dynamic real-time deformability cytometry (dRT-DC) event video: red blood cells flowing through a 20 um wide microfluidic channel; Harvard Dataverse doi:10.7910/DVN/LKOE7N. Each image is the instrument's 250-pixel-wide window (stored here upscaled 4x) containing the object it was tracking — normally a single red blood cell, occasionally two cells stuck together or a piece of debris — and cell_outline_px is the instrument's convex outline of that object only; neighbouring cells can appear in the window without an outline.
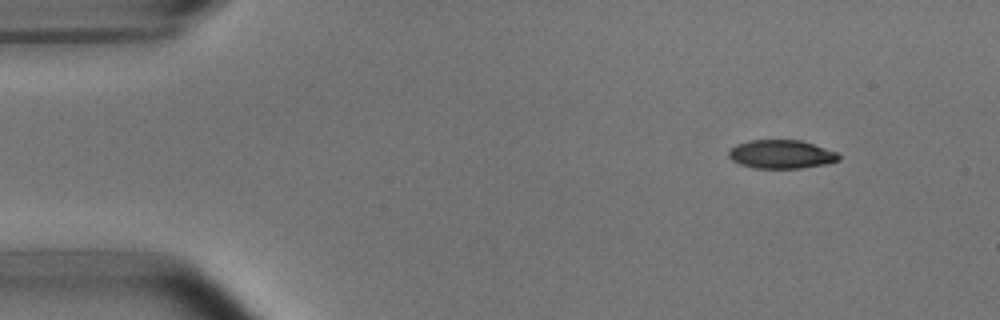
{"species": "common noctule bat (a hibernating species)", "species_latin": "Nyctalus noctula", "temperature_condition": "room temperature", "stored_images_in_passage": 5, "camera_frame_rate_fps": 3000, "um_per_image_px": 0.085, "animal": {"sex": "male", "body_mass_g": 15.6}, "frame": {"image": 1, "passage_image": 1, "time_ms": 0.0, "image_size_px": [1000, 320], "cell_outline_px": [[840, 160], [828, 164], [800, 168], [752, 168], [740, 164], [732, 160], [728, 156], [728, 152], [736, 144], [748, 140], [800, 140], [836, 152], [840, 156]], "centroid_in_image_um": [66.39, 13.12], "position_along_channel_um": 18.6, "area_um2": 18.32}}